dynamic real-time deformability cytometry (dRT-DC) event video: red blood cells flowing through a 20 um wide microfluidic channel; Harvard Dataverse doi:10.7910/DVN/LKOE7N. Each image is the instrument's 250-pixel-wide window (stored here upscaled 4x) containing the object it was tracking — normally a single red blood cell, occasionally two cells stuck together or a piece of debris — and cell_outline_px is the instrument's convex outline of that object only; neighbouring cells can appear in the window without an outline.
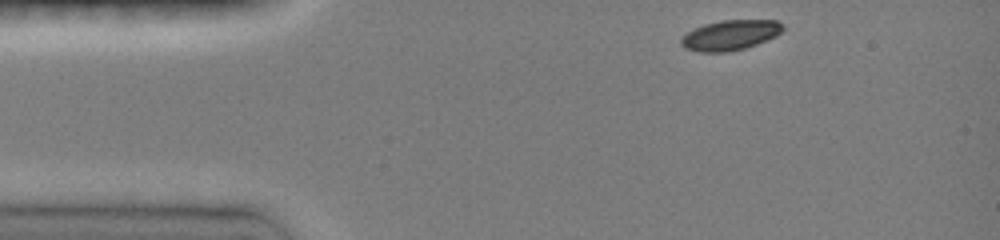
{"species": "common noctule bat (a hibernating species)", "species_latin": "Nyctalus noctula", "temperature_condition": "room temperature", "stored_images_in_passage": 16, "camera_frame_rate_fps": 3000, "um_per_image_px": 0.085, "animal": {"sex": "female", "body_mass_g": 19.0, "forearm_length_mm": 51.5}, "frame": {"image": 1, "passage_image": 1, "time_ms": 0.0, "image_size_px": [1000, 240], "cell_outline_px": [[784, 28], [776, 36], [756, 44], [744, 48], [728, 52], [696, 52], [684, 48], [680, 44], [680, 40], [688, 32], [704, 24], [720, 20], [776, 20], [784, 24]], "centroid_in_image_um": [62.06, 2.99], "position_along_channel_um": 22.9, "area_um2": 17.86}}
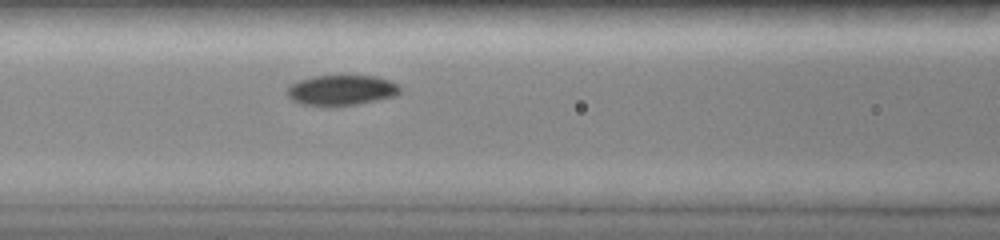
{"frame": {"image": 2, "passage_image": 13, "time_ms": 4.333, "image_size_px": [1000, 240], "cell_outline_px": [[400, 92], [396, 96], [336, 108], [320, 108], [300, 104], [292, 100], [288, 96], [288, 84], [312, 76], [376, 76], [400, 84]], "centroid_in_image_um": [28.98, 7.7], "position_along_channel_um": 137.6, "area_um2": 20.58}}